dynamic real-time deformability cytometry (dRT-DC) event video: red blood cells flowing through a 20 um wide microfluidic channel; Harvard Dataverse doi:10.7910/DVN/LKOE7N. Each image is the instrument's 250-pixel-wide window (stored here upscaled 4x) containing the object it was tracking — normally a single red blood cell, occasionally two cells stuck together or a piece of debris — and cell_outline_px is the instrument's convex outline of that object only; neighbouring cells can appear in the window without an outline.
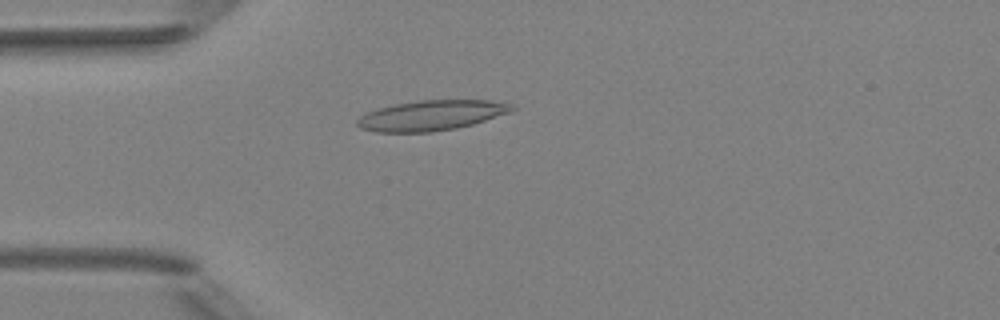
{"species": "Egyptian fruit bat (a non-hibernating species)", "species_latin": "Rousettus aegyptiacus", "temperature_condition": "room temperature", "stored_images_in_passage": 2, "camera_frame_rate_fps": 3000, "um_per_image_px": 0.085, "animal": {"sex": "female"}, "frame": {"image": 1, "passage_image": 1, "time_ms": 0.0, "image_size_px": [1000, 320], "cell_outline_px": [[516, 108], [508, 112], [472, 124], [456, 128], [432, 132], [376, 132], [360, 128], [356, 124], [356, 120], [364, 112], [396, 104], [420, 100], [492, 100], [516, 104]], "centroid_in_image_um": [36.65, 9.8], "position_along_channel_um": 48.4, "area_um2": 27.17}}